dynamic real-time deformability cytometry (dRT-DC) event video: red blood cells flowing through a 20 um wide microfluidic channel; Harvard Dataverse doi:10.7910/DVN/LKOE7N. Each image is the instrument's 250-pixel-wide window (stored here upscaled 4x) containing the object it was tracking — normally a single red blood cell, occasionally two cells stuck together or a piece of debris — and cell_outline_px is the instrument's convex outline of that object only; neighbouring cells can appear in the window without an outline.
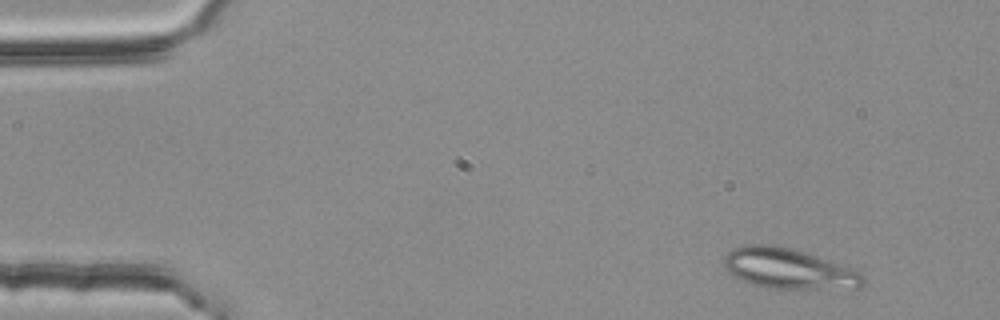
{"species": "common noctule bat (a hibernating species)", "species_latin": "Nyctalus noctula", "temperature_condition": "room temperature", "stored_images_in_passage": 51, "camera_frame_rate_fps": 3000, "um_per_image_px": 0.085, "animal": {"sex": "female", "body_mass_g": 25.1}, "frame": {"image": 1, "passage_image": 4, "time_ms": 1.0, "image_size_px": [1000, 320], "cell_outline_px": [[868, 284], [860, 288], [764, 288], [752, 284], [732, 276], [724, 268], [724, 256], [732, 248], [744, 244], [772, 244], [792, 248], [804, 252], [836, 264], [856, 272], [864, 276]], "centroid_in_image_um": [66.94, 22.84], "position_along_channel_um": 18.1, "area_um2": 32.48}}
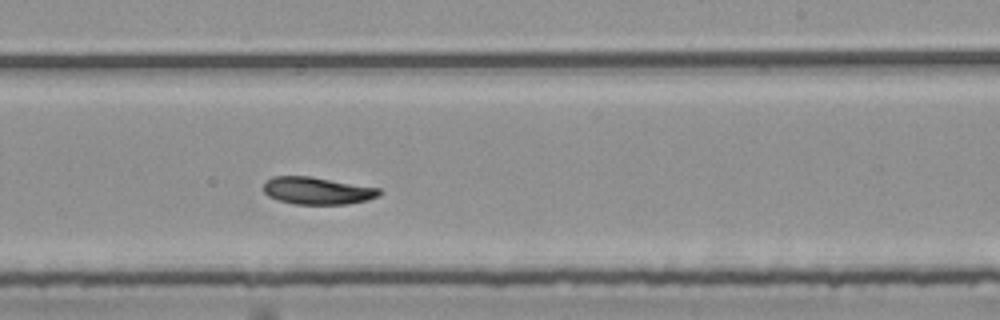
{"frame": {"image": 2, "passage_image": 32, "time_ms": 10.333, "image_size_px": [1000, 320], "cell_outline_px": [[384, 192], [380, 196], [368, 200], [348, 204], [296, 204], [280, 200], [268, 196], [264, 192], [264, 180], [272, 176], [312, 176], [380, 188]], "centroid_in_image_um": [27.01, 16.2], "position_along_channel_um": 262.0, "area_um2": 18.67}}
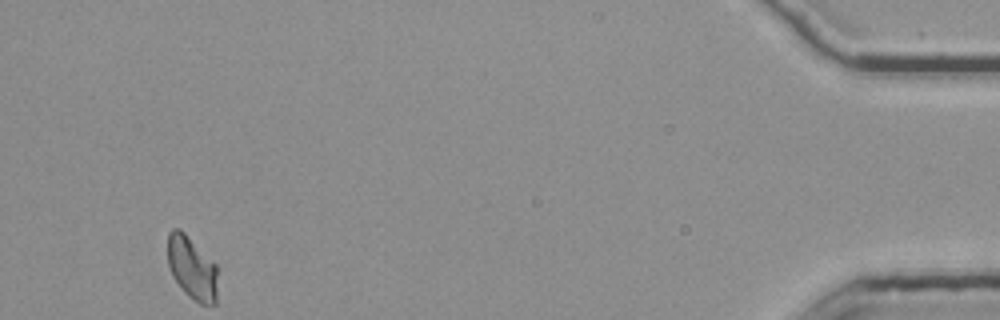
{"frame": {"image": 3, "passage_image": 51, "time_ms": 16.667, "image_size_px": [1000, 320], "cell_outline_px": [[216, 304], [200, 304], [192, 300], [188, 296], [172, 276], [168, 264], [168, 232], [172, 228], [180, 228], [216, 264]], "centroid_in_image_um": [16.3, 22.77], "position_along_channel_um": 418.9, "area_um2": 18.26}}